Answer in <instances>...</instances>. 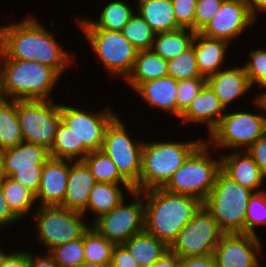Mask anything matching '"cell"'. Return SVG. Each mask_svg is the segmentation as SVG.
<instances>
[{"mask_svg": "<svg viewBox=\"0 0 266 267\" xmlns=\"http://www.w3.org/2000/svg\"><path fill=\"white\" fill-rule=\"evenodd\" d=\"M206 83L215 92L221 104L227 110L232 105L233 101H239V98L249 93L253 88L249 82L248 76L244 67L227 66L206 78Z\"/></svg>", "mask_w": 266, "mask_h": 267, "instance_id": "obj_19", "label": "cell"}, {"mask_svg": "<svg viewBox=\"0 0 266 267\" xmlns=\"http://www.w3.org/2000/svg\"><path fill=\"white\" fill-rule=\"evenodd\" d=\"M48 253L60 267H78L85 262L83 235L77 240L55 246Z\"/></svg>", "mask_w": 266, "mask_h": 267, "instance_id": "obj_39", "label": "cell"}, {"mask_svg": "<svg viewBox=\"0 0 266 267\" xmlns=\"http://www.w3.org/2000/svg\"><path fill=\"white\" fill-rule=\"evenodd\" d=\"M223 234L212 213L202 205L169 249L180 258L211 255Z\"/></svg>", "mask_w": 266, "mask_h": 267, "instance_id": "obj_13", "label": "cell"}, {"mask_svg": "<svg viewBox=\"0 0 266 267\" xmlns=\"http://www.w3.org/2000/svg\"><path fill=\"white\" fill-rule=\"evenodd\" d=\"M180 257L173 253L170 249L150 267H179Z\"/></svg>", "mask_w": 266, "mask_h": 267, "instance_id": "obj_50", "label": "cell"}, {"mask_svg": "<svg viewBox=\"0 0 266 267\" xmlns=\"http://www.w3.org/2000/svg\"><path fill=\"white\" fill-rule=\"evenodd\" d=\"M49 158V150L46 147L23 141L13 148L4 150L5 175L36 195L43 164Z\"/></svg>", "mask_w": 266, "mask_h": 267, "instance_id": "obj_15", "label": "cell"}, {"mask_svg": "<svg viewBox=\"0 0 266 267\" xmlns=\"http://www.w3.org/2000/svg\"><path fill=\"white\" fill-rule=\"evenodd\" d=\"M5 100H6V97L3 91L2 75L0 73V104Z\"/></svg>", "mask_w": 266, "mask_h": 267, "instance_id": "obj_54", "label": "cell"}, {"mask_svg": "<svg viewBox=\"0 0 266 267\" xmlns=\"http://www.w3.org/2000/svg\"><path fill=\"white\" fill-rule=\"evenodd\" d=\"M226 109L210 86L205 83L187 110L180 116L181 122L185 124L207 125L208 134L219 124Z\"/></svg>", "mask_w": 266, "mask_h": 267, "instance_id": "obj_21", "label": "cell"}, {"mask_svg": "<svg viewBox=\"0 0 266 267\" xmlns=\"http://www.w3.org/2000/svg\"><path fill=\"white\" fill-rule=\"evenodd\" d=\"M0 183L3 190V196L12 212L20 220L25 218V216L31 217L29 214L34 212L33 207L36 205L38 206V204H36L35 194L8 176L1 180Z\"/></svg>", "mask_w": 266, "mask_h": 267, "instance_id": "obj_31", "label": "cell"}, {"mask_svg": "<svg viewBox=\"0 0 266 267\" xmlns=\"http://www.w3.org/2000/svg\"><path fill=\"white\" fill-rule=\"evenodd\" d=\"M178 81L165 76L140 84L134 91L152 109L176 116Z\"/></svg>", "mask_w": 266, "mask_h": 267, "instance_id": "obj_23", "label": "cell"}, {"mask_svg": "<svg viewBox=\"0 0 266 267\" xmlns=\"http://www.w3.org/2000/svg\"><path fill=\"white\" fill-rule=\"evenodd\" d=\"M254 107L261 109V113H251L240 109H227L219 124L208 134L205 140L215 150L223 152L247 150L257 139L266 135V113L262 103L253 99ZM229 110V112H228ZM235 111V112H234ZM209 139V140H208ZM224 149V150H223Z\"/></svg>", "mask_w": 266, "mask_h": 267, "instance_id": "obj_5", "label": "cell"}, {"mask_svg": "<svg viewBox=\"0 0 266 267\" xmlns=\"http://www.w3.org/2000/svg\"><path fill=\"white\" fill-rule=\"evenodd\" d=\"M266 226V189L254 192L246 209L245 233L256 236L258 226Z\"/></svg>", "mask_w": 266, "mask_h": 267, "instance_id": "obj_40", "label": "cell"}, {"mask_svg": "<svg viewBox=\"0 0 266 267\" xmlns=\"http://www.w3.org/2000/svg\"><path fill=\"white\" fill-rule=\"evenodd\" d=\"M179 267H217L214 255L180 258Z\"/></svg>", "mask_w": 266, "mask_h": 267, "instance_id": "obj_48", "label": "cell"}, {"mask_svg": "<svg viewBox=\"0 0 266 267\" xmlns=\"http://www.w3.org/2000/svg\"><path fill=\"white\" fill-rule=\"evenodd\" d=\"M72 162L50 157L43 164L40 185L35 195L38 206H60L63 203Z\"/></svg>", "mask_w": 266, "mask_h": 267, "instance_id": "obj_18", "label": "cell"}, {"mask_svg": "<svg viewBox=\"0 0 266 267\" xmlns=\"http://www.w3.org/2000/svg\"><path fill=\"white\" fill-rule=\"evenodd\" d=\"M34 209L36 245L46 248V253L55 246L81 238L91 225L86 224L84 218L87 217L82 213L61 206H36Z\"/></svg>", "mask_w": 266, "mask_h": 267, "instance_id": "obj_8", "label": "cell"}, {"mask_svg": "<svg viewBox=\"0 0 266 267\" xmlns=\"http://www.w3.org/2000/svg\"><path fill=\"white\" fill-rule=\"evenodd\" d=\"M259 101L262 103L266 113V93L259 99Z\"/></svg>", "mask_w": 266, "mask_h": 267, "instance_id": "obj_55", "label": "cell"}, {"mask_svg": "<svg viewBox=\"0 0 266 267\" xmlns=\"http://www.w3.org/2000/svg\"><path fill=\"white\" fill-rule=\"evenodd\" d=\"M196 32L188 28L157 33L151 50L165 60L176 58L192 46Z\"/></svg>", "mask_w": 266, "mask_h": 267, "instance_id": "obj_30", "label": "cell"}, {"mask_svg": "<svg viewBox=\"0 0 266 267\" xmlns=\"http://www.w3.org/2000/svg\"><path fill=\"white\" fill-rule=\"evenodd\" d=\"M144 230L168 247L201 208L203 202L193 196L176 194L163 188L143 191Z\"/></svg>", "mask_w": 266, "mask_h": 267, "instance_id": "obj_2", "label": "cell"}, {"mask_svg": "<svg viewBox=\"0 0 266 267\" xmlns=\"http://www.w3.org/2000/svg\"><path fill=\"white\" fill-rule=\"evenodd\" d=\"M3 91L10 100H54L51 93L61 75L35 61L0 59Z\"/></svg>", "mask_w": 266, "mask_h": 267, "instance_id": "obj_3", "label": "cell"}, {"mask_svg": "<svg viewBox=\"0 0 266 267\" xmlns=\"http://www.w3.org/2000/svg\"><path fill=\"white\" fill-rule=\"evenodd\" d=\"M18 221H20V219L12 212L3 196V190L0 183V231L3 228L12 226L13 223H17Z\"/></svg>", "mask_w": 266, "mask_h": 267, "instance_id": "obj_47", "label": "cell"}, {"mask_svg": "<svg viewBox=\"0 0 266 267\" xmlns=\"http://www.w3.org/2000/svg\"><path fill=\"white\" fill-rule=\"evenodd\" d=\"M60 113L62 121L75 133L77 161H82L89 152L101 150L105 130L117 116L110 106L89 112L66 103H60Z\"/></svg>", "mask_w": 266, "mask_h": 267, "instance_id": "obj_9", "label": "cell"}, {"mask_svg": "<svg viewBox=\"0 0 266 267\" xmlns=\"http://www.w3.org/2000/svg\"><path fill=\"white\" fill-rule=\"evenodd\" d=\"M110 267H139L129 250L123 244H116L112 251Z\"/></svg>", "mask_w": 266, "mask_h": 267, "instance_id": "obj_46", "label": "cell"}, {"mask_svg": "<svg viewBox=\"0 0 266 267\" xmlns=\"http://www.w3.org/2000/svg\"><path fill=\"white\" fill-rule=\"evenodd\" d=\"M224 0H197L194 32H201L215 16Z\"/></svg>", "mask_w": 266, "mask_h": 267, "instance_id": "obj_42", "label": "cell"}, {"mask_svg": "<svg viewBox=\"0 0 266 267\" xmlns=\"http://www.w3.org/2000/svg\"><path fill=\"white\" fill-rule=\"evenodd\" d=\"M85 262L111 265L112 251L116 244L103 237L91 225L83 234Z\"/></svg>", "mask_w": 266, "mask_h": 267, "instance_id": "obj_33", "label": "cell"}, {"mask_svg": "<svg viewBox=\"0 0 266 267\" xmlns=\"http://www.w3.org/2000/svg\"><path fill=\"white\" fill-rule=\"evenodd\" d=\"M96 182L83 161H73L69 166L66 193L60 206L82 213L87 207L90 191Z\"/></svg>", "mask_w": 266, "mask_h": 267, "instance_id": "obj_22", "label": "cell"}, {"mask_svg": "<svg viewBox=\"0 0 266 267\" xmlns=\"http://www.w3.org/2000/svg\"><path fill=\"white\" fill-rule=\"evenodd\" d=\"M168 75L177 81L203 77L197 68L193 46L176 58L168 60Z\"/></svg>", "mask_w": 266, "mask_h": 267, "instance_id": "obj_38", "label": "cell"}, {"mask_svg": "<svg viewBox=\"0 0 266 267\" xmlns=\"http://www.w3.org/2000/svg\"><path fill=\"white\" fill-rule=\"evenodd\" d=\"M27 16L17 23L0 25V59L39 62L62 76L72 65L74 53L65 51L36 17Z\"/></svg>", "mask_w": 266, "mask_h": 267, "instance_id": "obj_1", "label": "cell"}, {"mask_svg": "<svg viewBox=\"0 0 266 267\" xmlns=\"http://www.w3.org/2000/svg\"><path fill=\"white\" fill-rule=\"evenodd\" d=\"M177 23L182 28L194 31V17L196 13L197 0H171Z\"/></svg>", "mask_w": 266, "mask_h": 267, "instance_id": "obj_43", "label": "cell"}, {"mask_svg": "<svg viewBox=\"0 0 266 267\" xmlns=\"http://www.w3.org/2000/svg\"><path fill=\"white\" fill-rule=\"evenodd\" d=\"M134 2L137 3L136 13L145 20L155 34L182 28L175 18L171 0H136Z\"/></svg>", "mask_w": 266, "mask_h": 267, "instance_id": "obj_26", "label": "cell"}, {"mask_svg": "<svg viewBox=\"0 0 266 267\" xmlns=\"http://www.w3.org/2000/svg\"><path fill=\"white\" fill-rule=\"evenodd\" d=\"M165 76H168V60L163 59L152 50H140L134 67L124 82L133 91L146 81Z\"/></svg>", "mask_w": 266, "mask_h": 267, "instance_id": "obj_28", "label": "cell"}, {"mask_svg": "<svg viewBox=\"0 0 266 267\" xmlns=\"http://www.w3.org/2000/svg\"><path fill=\"white\" fill-rule=\"evenodd\" d=\"M246 152L252 160L258 165L261 172L266 176V135L257 139Z\"/></svg>", "mask_w": 266, "mask_h": 267, "instance_id": "obj_45", "label": "cell"}, {"mask_svg": "<svg viewBox=\"0 0 266 267\" xmlns=\"http://www.w3.org/2000/svg\"><path fill=\"white\" fill-rule=\"evenodd\" d=\"M125 189L128 192L127 194L134 190L132 185L96 182L90 191L87 207L82 214L86 216L88 211L93 213L94 218L90 222L92 224L101 215L110 212L126 199Z\"/></svg>", "mask_w": 266, "mask_h": 267, "instance_id": "obj_27", "label": "cell"}, {"mask_svg": "<svg viewBox=\"0 0 266 267\" xmlns=\"http://www.w3.org/2000/svg\"><path fill=\"white\" fill-rule=\"evenodd\" d=\"M259 236L247 233H224L213 255L217 267H263L259 254L263 253Z\"/></svg>", "mask_w": 266, "mask_h": 267, "instance_id": "obj_16", "label": "cell"}, {"mask_svg": "<svg viewBox=\"0 0 266 267\" xmlns=\"http://www.w3.org/2000/svg\"><path fill=\"white\" fill-rule=\"evenodd\" d=\"M78 267H110L108 265H101L96 263H90V262H83Z\"/></svg>", "mask_w": 266, "mask_h": 267, "instance_id": "obj_53", "label": "cell"}, {"mask_svg": "<svg viewBox=\"0 0 266 267\" xmlns=\"http://www.w3.org/2000/svg\"><path fill=\"white\" fill-rule=\"evenodd\" d=\"M82 161L88 166L97 182L131 185L102 150L89 152Z\"/></svg>", "mask_w": 266, "mask_h": 267, "instance_id": "obj_34", "label": "cell"}, {"mask_svg": "<svg viewBox=\"0 0 266 267\" xmlns=\"http://www.w3.org/2000/svg\"><path fill=\"white\" fill-rule=\"evenodd\" d=\"M123 36L133 44L137 50H151L155 32L145 20L135 13L121 30Z\"/></svg>", "mask_w": 266, "mask_h": 267, "instance_id": "obj_35", "label": "cell"}, {"mask_svg": "<svg viewBox=\"0 0 266 267\" xmlns=\"http://www.w3.org/2000/svg\"><path fill=\"white\" fill-rule=\"evenodd\" d=\"M117 115L107 126L101 150L111 158L119 173L139 191L143 142L131 138Z\"/></svg>", "mask_w": 266, "mask_h": 267, "instance_id": "obj_11", "label": "cell"}, {"mask_svg": "<svg viewBox=\"0 0 266 267\" xmlns=\"http://www.w3.org/2000/svg\"><path fill=\"white\" fill-rule=\"evenodd\" d=\"M6 177L4 166V150L0 149V181Z\"/></svg>", "mask_w": 266, "mask_h": 267, "instance_id": "obj_52", "label": "cell"}, {"mask_svg": "<svg viewBox=\"0 0 266 267\" xmlns=\"http://www.w3.org/2000/svg\"><path fill=\"white\" fill-rule=\"evenodd\" d=\"M123 245L129 250L139 267H150L169 250L163 241L145 230L132 236Z\"/></svg>", "mask_w": 266, "mask_h": 267, "instance_id": "obj_29", "label": "cell"}, {"mask_svg": "<svg viewBox=\"0 0 266 267\" xmlns=\"http://www.w3.org/2000/svg\"><path fill=\"white\" fill-rule=\"evenodd\" d=\"M206 83L205 77L185 79L178 81L176 97V116H180L187 110L193 99Z\"/></svg>", "mask_w": 266, "mask_h": 267, "instance_id": "obj_41", "label": "cell"}, {"mask_svg": "<svg viewBox=\"0 0 266 267\" xmlns=\"http://www.w3.org/2000/svg\"><path fill=\"white\" fill-rule=\"evenodd\" d=\"M192 46L196 56L197 68L201 76L207 78L223 69L230 43L204 36L196 32ZM224 62V63H223Z\"/></svg>", "mask_w": 266, "mask_h": 267, "instance_id": "obj_24", "label": "cell"}, {"mask_svg": "<svg viewBox=\"0 0 266 267\" xmlns=\"http://www.w3.org/2000/svg\"><path fill=\"white\" fill-rule=\"evenodd\" d=\"M29 250V267H60L47 252L44 255H37Z\"/></svg>", "mask_w": 266, "mask_h": 267, "instance_id": "obj_49", "label": "cell"}, {"mask_svg": "<svg viewBox=\"0 0 266 267\" xmlns=\"http://www.w3.org/2000/svg\"><path fill=\"white\" fill-rule=\"evenodd\" d=\"M249 12L257 20L259 13L266 14V0H245Z\"/></svg>", "mask_w": 266, "mask_h": 267, "instance_id": "obj_51", "label": "cell"}, {"mask_svg": "<svg viewBox=\"0 0 266 267\" xmlns=\"http://www.w3.org/2000/svg\"><path fill=\"white\" fill-rule=\"evenodd\" d=\"M214 151L216 152L204 140L173 174L163 189L171 193L190 195L204 202L213 188L217 174L221 170L220 153L216 159L211 155Z\"/></svg>", "mask_w": 266, "mask_h": 267, "instance_id": "obj_6", "label": "cell"}, {"mask_svg": "<svg viewBox=\"0 0 266 267\" xmlns=\"http://www.w3.org/2000/svg\"><path fill=\"white\" fill-rule=\"evenodd\" d=\"M16 111L24 141L49 150L62 120L60 104L54 100H16Z\"/></svg>", "mask_w": 266, "mask_h": 267, "instance_id": "obj_12", "label": "cell"}, {"mask_svg": "<svg viewBox=\"0 0 266 267\" xmlns=\"http://www.w3.org/2000/svg\"><path fill=\"white\" fill-rule=\"evenodd\" d=\"M132 201L124 199L108 213L101 215L91 226L115 244H123L144 231V198L141 191L130 192Z\"/></svg>", "mask_w": 266, "mask_h": 267, "instance_id": "obj_14", "label": "cell"}, {"mask_svg": "<svg viewBox=\"0 0 266 267\" xmlns=\"http://www.w3.org/2000/svg\"><path fill=\"white\" fill-rule=\"evenodd\" d=\"M245 0H224L210 23L200 32L204 36L222 39L230 44L255 25Z\"/></svg>", "mask_w": 266, "mask_h": 267, "instance_id": "obj_17", "label": "cell"}, {"mask_svg": "<svg viewBox=\"0 0 266 267\" xmlns=\"http://www.w3.org/2000/svg\"><path fill=\"white\" fill-rule=\"evenodd\" d=\"M253 193L220 170L203 205L224 233H245L246 209Z\"/></svg>", "mask_w": 266, "mask_h": 267, "instance_id": "obj_7", "label": "cell"}, {"mask_svg": "<svg viewBox=\"0 0 266 267\" xmlns=\"http://www.w3.org/2000/svg\"><path fill=\"white\" fill-rule=\"evenodd\" d=\"M24 141L16 111V100L0 104V149L13 148Z\"/></svg>", "mask_w": 266, "mask_h": 267, "instance_id": "obj_32", "label": "cell"}, {"mask_svg": "<svg viewBox=\"0 0 266 267\" xmlns=\"http://www.w3.org/2000/svg\"><path fill=\"white\" fill-rule=\"evenodd\" d=\"M248 58L249 60L244 63L243 67L251 86L258 85L259 88L265 90L254 97L259 100L266 93V49L250 50Z\"/></svg>", "mask_w": 266, "mask_h": 267, "instance_id": "obj_37", "label": "cell"}, {"mask_svg": "<svg viewBox=\"0 0 266 267\" xmlns=\"http://www.w3.org/2000/svg\"><path fill=\"white\" fill-rule=\"evenodd\" d=\"M0 267H29L28 249L26 251L18 249L10 253L0 248Z\"/></svg>", "mask_w": 266, "mask_h": 267, "instance_id": "obj_44", "label": "cell"}, {"mask_svg": "<svg viewBox=\"0 0 266 267\" xmlns=\"http://www.w3.org/2000/svg\"><path fill=\"white\" fill-rule=\"evenodd\" d=\"M128 2V3H127ZM123 0H112L107 2L101 8L98 21L97 19L91 20L78 18L77 23L80 29H102L114 32H121L123 27L127 24L130 18L136 13L132 3ZM134 9V10H133Z\"/></svg>", "mask_w": 266, "mask_h": 267, "instance_id": "obj_25", "label": "cell"}, {"mask_svg": "<svg viewBox=\"0 0 266 267\" xmlns=\"http://www.w3.org/2000/svg\"><path fill=\"white\" fill-rule=\"evenodd\" d=\"M49 155L52 158L77 161L75 133L62 120L57 128L52 147L49 149Z\"/></svg>", "mask_w": 266, "mask_h": 267, "instance_id": "obj_36", "label": "cell"}, {"mask_svg": "<svg viewBox=\"0 0 266 267\" xmlns=\"http://www.w3.org/2000/svg\"><path fill=\"white\" fill-rule=\"evenodd\" d=\"M220 156L221 170L232 180L253 192H260L266 189L264 186L266 176L246 150L232 151L228 154L220 153Z\"/></svg>", "mask_w": 266, "mask_h": 267, "instance_id": "obj_20", "label": "cell"}, {"mask_svg": "<svg viewBox=\"0 0 266 267\" xmlns=\"http://www.w3.org/2000/svg\"><path fill=\"white\" fill-rule=\"evenodd\" d=\"M80 31L91 45L97 61L103 63L102 66L109 77L121 76L125 80L134 67L139 50L121 32L102 29H80Z\"/></svg>", "mask_w": 266, "mask_h": 267, "instance_id": "obj_10", "label": "cell"}, {"mask_svg": "<svg viewBox=\"0 0 266 267\" xmlns=\"http://www.w3.org/2000/svg\"><path fill=\"white\" fill-rule=\"evenodd\" d=\"M143 142L139 191L163 188L189 155L204 141Z\"/></svg>", "mask_w": 266, "mask_h": 267, "instance_id": "obj_4", "label": "cell"}]
</instances>
